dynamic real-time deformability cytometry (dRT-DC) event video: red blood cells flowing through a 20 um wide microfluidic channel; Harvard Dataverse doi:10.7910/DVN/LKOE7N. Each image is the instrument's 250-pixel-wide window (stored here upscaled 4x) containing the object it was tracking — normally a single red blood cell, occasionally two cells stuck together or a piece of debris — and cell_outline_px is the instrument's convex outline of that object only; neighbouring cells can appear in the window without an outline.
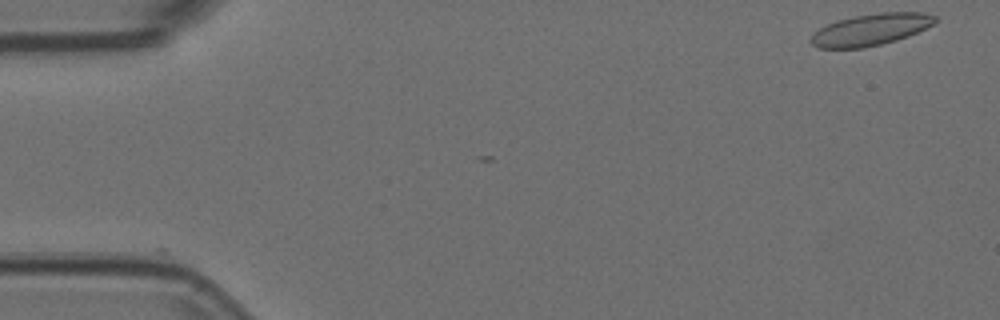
{"species": "Egyptian fruit bat (a non-hibernating species)", "species_latin": "Rousettus aegyptiacus", "temperature_condition": "room temperature", "stored_images_in_passage": 4, "camera_frame_rate_fps": 3000, "um_per_image_px": 0.085, "animal": {"sex": "female"}, "frame": {"image": 1, "passage_image": 1, "time_ms": 0.0, "image_size_px": [1000, 320], "cell_outline_px": [[940, 20], [908, 36], [896, 40], [864, 48], [816, 48], [812, 44], [812, 36], [820, 28], [836, 20], [856, 16], [880, 12], [924, 12], [936, 16]], "centroid_in_image_um": [74.04, 2.51], "position_along_channel_um": 11.0, "area_um2": 22.72}}